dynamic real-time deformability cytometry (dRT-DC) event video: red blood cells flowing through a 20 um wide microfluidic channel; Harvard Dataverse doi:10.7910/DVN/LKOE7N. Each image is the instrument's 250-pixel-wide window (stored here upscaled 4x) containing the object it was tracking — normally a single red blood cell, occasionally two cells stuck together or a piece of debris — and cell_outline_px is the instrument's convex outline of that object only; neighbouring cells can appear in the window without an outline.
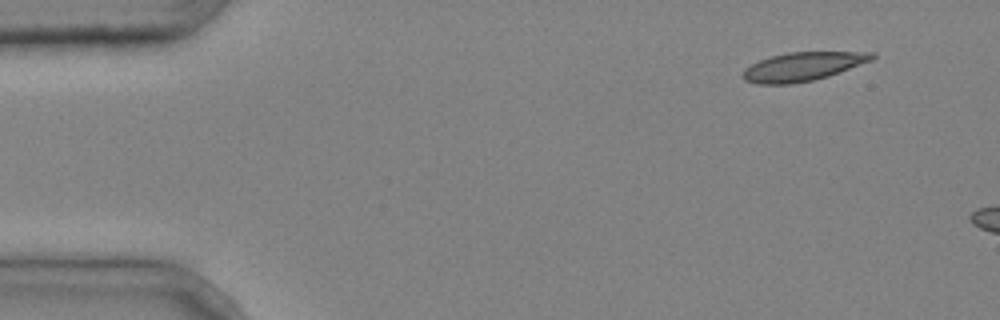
{"species": "common noctule bat (a hibernating species)", "species_latin": "Nyctalus noctula", "temperature_condition": "cold", "stored_images_in_passage": 3, "camera_frame_rate_fps": 3000, "um_per_image_px": 0.085, "animal": {"sex": "male", "body_mass_g": 20.4}, "frame": {"image": 1, "passage_image": 1, "time_ms": 0.0, "image_size_px": [1000, 320], "cell_outline_px": [[876, 56], [872, 60], [840, 72], [828, 76], [812, 80], [788, 84], [756, 84], [744, 80], [740, 76], [744, 68], [760, 60], [772, 56], [788, 52], [876, 52]], "centroid_in_image_um": [68.21, 5.66], "position_along_channel_um": 16.8, "area_um2": 21.56}}